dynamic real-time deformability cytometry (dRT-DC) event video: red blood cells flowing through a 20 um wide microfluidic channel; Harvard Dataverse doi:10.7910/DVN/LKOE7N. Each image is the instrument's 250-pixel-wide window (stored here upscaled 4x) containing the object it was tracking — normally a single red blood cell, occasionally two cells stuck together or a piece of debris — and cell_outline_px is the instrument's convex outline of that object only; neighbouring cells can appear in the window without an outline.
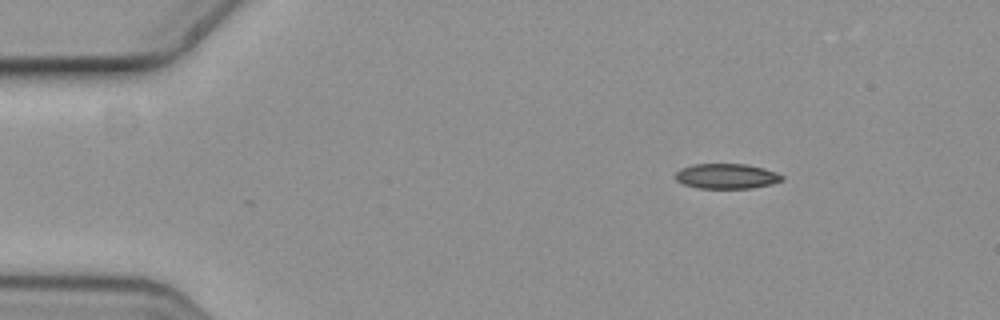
{"species": "common noctule bat (a hibernating species)", "species_latin": "Nyctalus noctula", "temperature_condition": "cold", "stored_images_in_passage": 4, "camera_frame_rate_fps": 3000, "um_per_image_px": 0.085, "animal": {"sex": "female", "body_mass_g": 19.3, "forearm_length_mm": 54.1}, "frame": {"image": 1, "passage_image": 1, "time_ms": 0.0, "image_size_px": [1000, 320], "cell_outline_px": [[784, 176], [780, 180], [768, 184], [752, 188], [700, 188], [684, 184], [676, 180], [676, 172], [680, 168], [692, 164], [748, 164], [764, 168], [776, 172]], "centroid_in_image_um": [61.73, 14.96], "position_along_channel_um": 23.3, "area_um2": 15.43}}
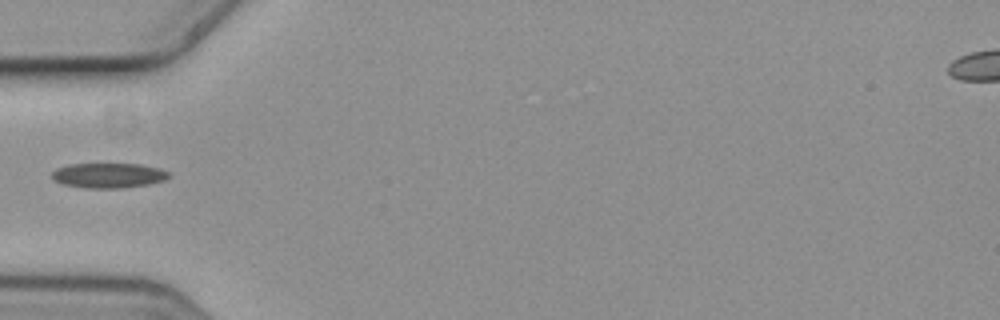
{"frame": {"image": 2, "passage_image": 4, "time_ms": 1.0, "image_size_px": [1000, 320], "cell_outline_px": [[172, 176], [164, 180], [148, 184], [120, 188], [84, 188], [60, 184], [52, 180], [52, 172], [56, 168], [68, 164], [140, 164], [160, 168], [168, 172]], "centroid_in_image_um": [9.19, 14.91], "position_along_channel_um": 75.8, "area_um2": 17.17}}